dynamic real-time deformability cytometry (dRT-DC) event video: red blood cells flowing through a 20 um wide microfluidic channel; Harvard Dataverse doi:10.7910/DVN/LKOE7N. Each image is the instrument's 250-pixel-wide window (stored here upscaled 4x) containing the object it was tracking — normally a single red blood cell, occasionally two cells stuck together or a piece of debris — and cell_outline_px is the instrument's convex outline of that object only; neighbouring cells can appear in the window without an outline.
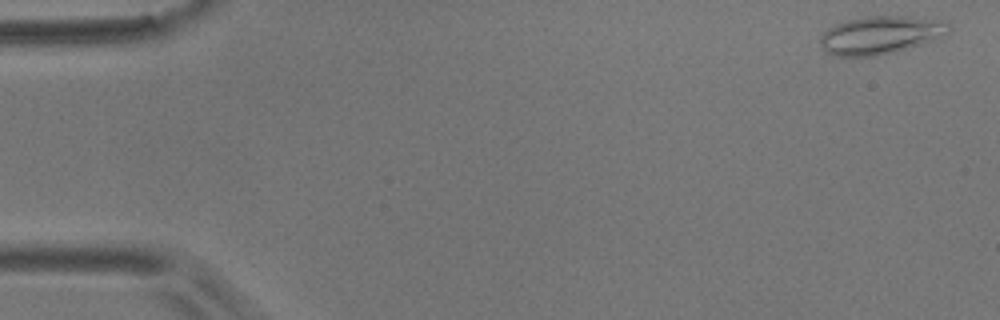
{"species": "common noctule bat (a hibernating species)", "species_latin": "Nyctalus noctula", "temperature_condition": "room temperature", "stored_images_in_passage": 5, "camera_frame_rate_fps": 3000, "um_per_image_px": 0.085, "animal": {"sex": "male", "body_mass_g": 17.9}, "frame": {"image": 1, "passage_image": 1, "time_ms": 0.0, "image_size_px": [1000, 320], "cell_outline_px": [[952, 28], [948, 32], [932, 40], [892, 52], [876, 56], [832, 56], [824, 52], [820, 44], [820, 36], [828, 28], [836, 24], [848, 20], [864, 16], [908, 16], [940, 20], [948, 24]], "centroid_in_image_um": [74.77, 2.97], "position_along_channel_um": 10.2, "area_um2": 28.26}}